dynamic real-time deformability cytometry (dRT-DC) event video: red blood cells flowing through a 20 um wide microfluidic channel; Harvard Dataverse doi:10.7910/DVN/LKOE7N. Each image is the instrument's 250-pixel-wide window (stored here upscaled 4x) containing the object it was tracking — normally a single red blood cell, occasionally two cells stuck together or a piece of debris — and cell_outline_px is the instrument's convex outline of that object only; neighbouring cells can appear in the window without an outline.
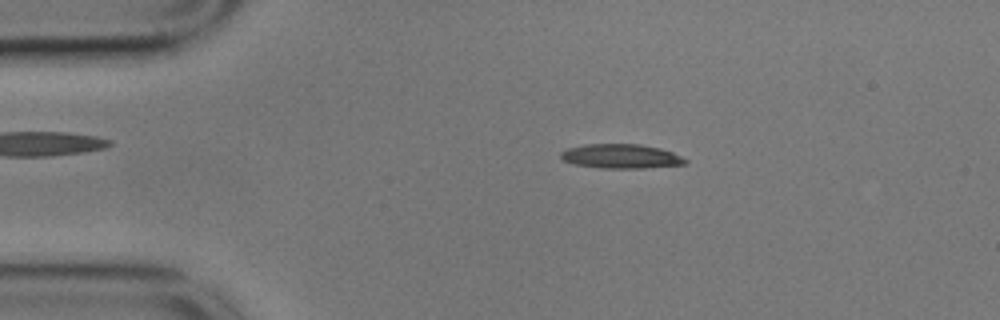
{"species": "common noctule bat (a hibernating species)", "species_latin": "Nyctalus noctula", "temperature_condition": "cold", "stored_images_in_passage": 55, "camera_frame_rate_fps": 3000, "um_per_image_px": 0.085, "animal": {"sex": "male", "body_mass_g": 17.9}, "frame": {"image": 1, "passage_image": 9, "time_ms": 2.667, "image_size_px": [1000, 320], "cell_outline_px": [[688, 160], [684, 164], [644, 168], [600, 168], [576, 164], [564, 160], [560, 156], [560, 152], [568, 148], [584, 144], [640, 144], [660, 148], [672, 152]], "centroid_in_image_um": [52.78, 13.28], "position_along_channel_um": 32.2, "area_um2": 17.51}}
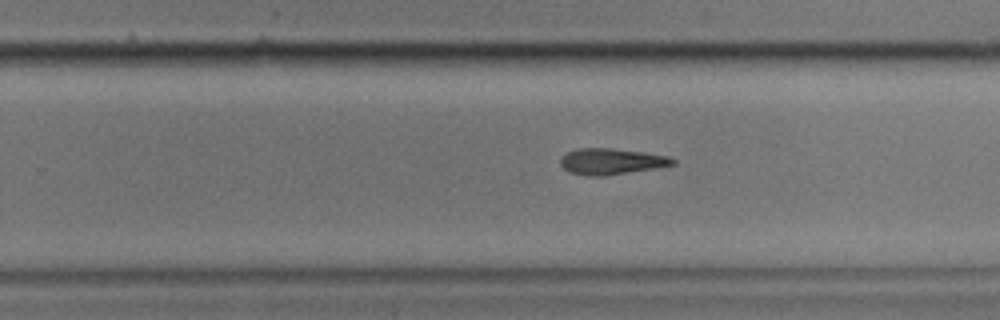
{"frame": {"image": 2, "passage_image": 33, "time_ms": 10.667, "image_size_px": [1000, 320], "cell_outline_px": [[676, 164], [656, 168], [604, 176], [588, 176], [568, 172], [560, 164], [560, 160], [568, 152], [576, 148], [612, 148], [644, 152], [668, 156], [676, 160]], "centroid_in_image_um": [51.97, 13.72], "position_along_channel_um": 277.8, "area_um2": 17.11}}
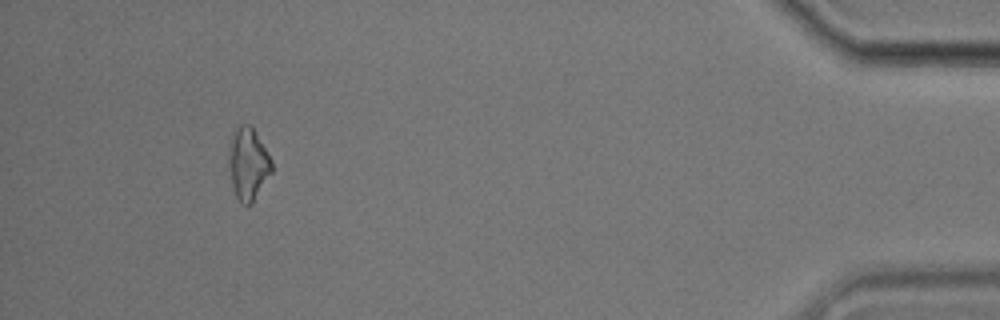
{"frame": {"image": 3, "passage_image": 50, "time_ms": 16.333, "image_size_px": [1000, 320], "cell_outline_px": [[272, 172], [252, 204], [244, 204], [236, 196], [232, 184], [228, 168], [228, 144], [232, 132], [236, 124], [252, 124], [272, 160]], "centroid_in_image_um": [21.07, 13.85], "position_along_channel_um": 414.1, "area_um2": 18.55}, "authors_computed_cell_mechanics": {"area_um2": 17.3978, "velocity_mm_per_s": 3.5601, "shape_relaxation_time_tau1_ms": 5.7953, "shape_relaxation_time_tau2_ms": null, "deformation_change_tau1": 0.1988, "deformation_change_tau2": null}}